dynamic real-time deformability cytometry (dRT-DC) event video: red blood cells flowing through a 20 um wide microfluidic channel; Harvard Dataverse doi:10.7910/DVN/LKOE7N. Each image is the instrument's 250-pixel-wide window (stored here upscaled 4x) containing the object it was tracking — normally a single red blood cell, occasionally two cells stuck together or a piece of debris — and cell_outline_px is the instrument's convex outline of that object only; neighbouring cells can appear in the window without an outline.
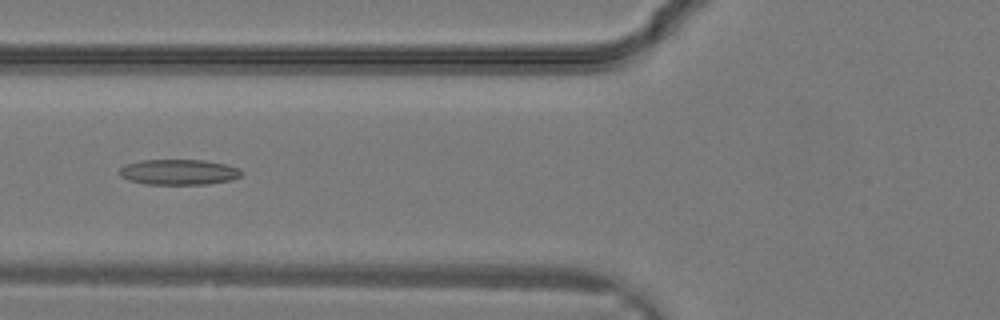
{"species": "common noctule bat (a hibernating species)", "species_latin": "Nyctalus noctula", "temperature_condition": "warm", "stored_images_in_passage": 22, "camera_frame_rate_fps": 3000, "um_per_image_px": 0.085, "animal": {"sex": "male", "body_mass_g": 19.2, "forearm_length_mm": 51.8}, "frame": {"image": 1, "passage_image": 3, "time_ms": 0.667, "image_size_px": [1000, 320], "cell_outline_px": [[244, 172], [240, 176], [232, 180], [208, 184], [144, 184], [128, 180], [120, 176], [116, 172], [124, 164], [140, 160], [204, 160], [224, 164], [240, 168]], "centroid_in_image_um": [15.16, 14.62], "position_along_channel_um": 110.6, "area_um2": 18.38}}
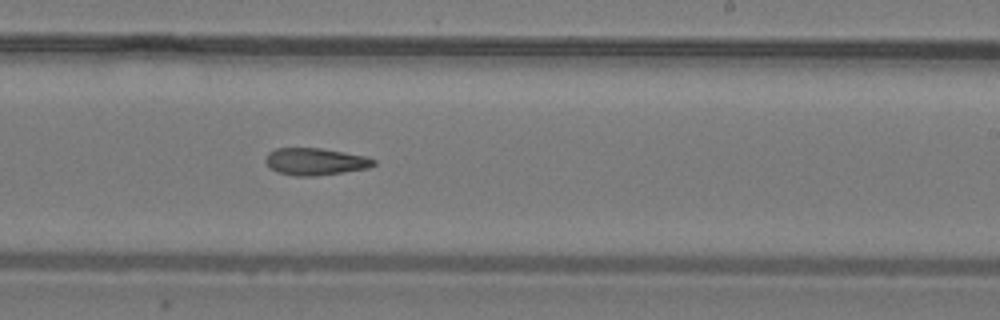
{"frame": {"image": 2, "passage_image": 10, "time_ms": 3.0, "image_size_px": [1000, 320], "cell_outline_px": [[376, 164], [368, 168], [316, 176], [292, 176], [276, 172], [268, 168], [264, 160], [268, 152], [276, 148], [320, 148], [344, 152], [364, 156], [376, 160]], "centroid_in_image_um": [26.74, 13.74], "position_along_channel_um": 262.3, "area_um2": 17.22}}
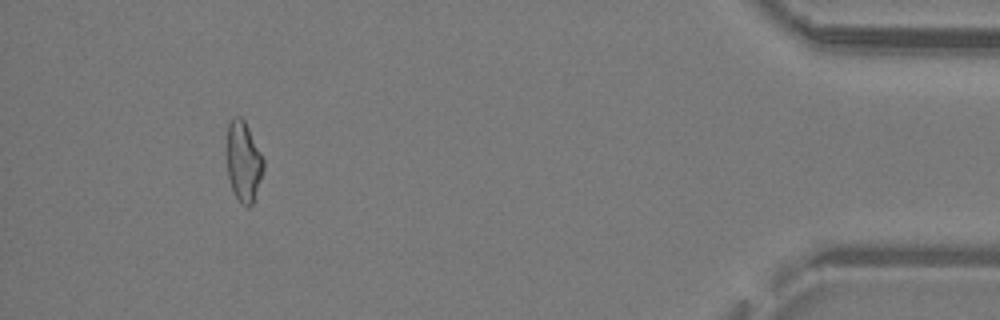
{"frame": {"image": 3, "passage_image": 20, "time_ms": 6.333, "image_size_px": [1000, 320], "cell_outline_px": [[264, 168], [252, 204], [248, 208], [240, 204], [232, 188], [228, 176], [228, 124], [236, 116], [240, 116], [244, 120], [264, 160]], "centroid_in_image_um": [20.71, 13.77], "position_along_channel_um": 414.5, "area_um2": 16.65}}